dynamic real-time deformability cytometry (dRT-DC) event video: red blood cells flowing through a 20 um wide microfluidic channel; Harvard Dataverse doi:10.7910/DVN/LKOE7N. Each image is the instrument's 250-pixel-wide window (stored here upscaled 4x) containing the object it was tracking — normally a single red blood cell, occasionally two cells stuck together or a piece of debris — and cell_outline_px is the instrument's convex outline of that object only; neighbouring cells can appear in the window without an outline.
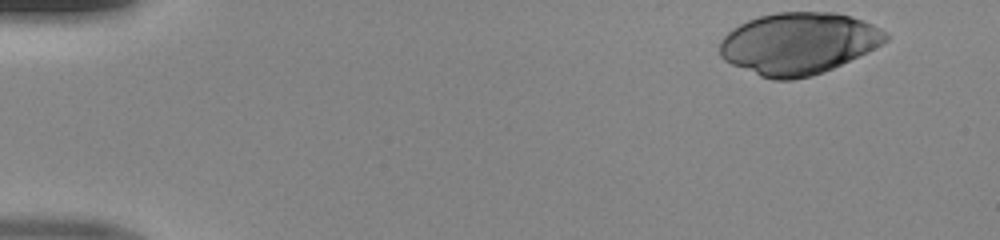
{"species": "human", "species_latin": "Homo sapiens", "temperature_condition": "room temperature", "stored_images_in_passage": 39, "camera_frame_rate_fps": 3000, "um_per_image_px": 0.085, "donor": {"sex": "male"}, "frame": {"image": 1, "passage_image": 1, "time_ms": 0.0, "image_size_px": [1000, 240], "cell_outline_px": [[888, 40], [868, 52], [824, 72], [812, 76], [792, 80], [772, 80], [760, 76], [732, 64], [724, 60], [720, 56], [720, 40], [732, 28], [748, 20], [760, 16], [776, 12], [836, 12], [864, 20], [888, 32]], "centroid_in_image_um": [67.88, 3.69], "position_along_channel_um": 17.1, "area_um2": 59.94}}